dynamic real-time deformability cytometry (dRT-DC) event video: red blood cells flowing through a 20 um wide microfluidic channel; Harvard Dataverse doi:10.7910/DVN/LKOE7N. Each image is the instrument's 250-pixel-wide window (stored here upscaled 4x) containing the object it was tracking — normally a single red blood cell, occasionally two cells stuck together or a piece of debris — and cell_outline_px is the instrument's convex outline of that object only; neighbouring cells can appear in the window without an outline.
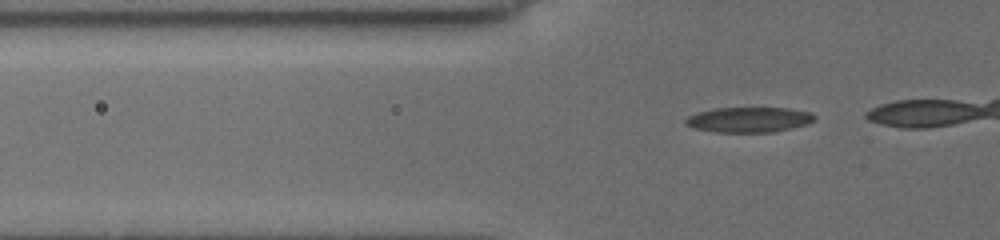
{"species": "common noctule bat (a hibernating species)", "species_latin": "Nyctalus noctula", "temperature_condition": "cold", "stored_images_in_passage": 19, "camera_frame_rate_fps": 3000, "um_per_image_px": 0.085, "animal": {"sex": "female", "body_mass_g": 19.5, "forearm_length_mm": 54.1}, "frame": {"image": 1, "passage_image": 12, "time_ms": 3.667, "image_size_px": [1000, 240], "cell_outline_px": [[816, 120], [808, 124], [792, 128], [772, 132], [716, 132], [692, 128], [684, 124], [684, 120], [688, 116], [696, 112], [716, 108], [788, 108], [812, 112], [816, 116]], "centroid_in_image_um": [63.66, 10.17], "position_along_channel_um": 62.1, "area_um2": 19.19}}
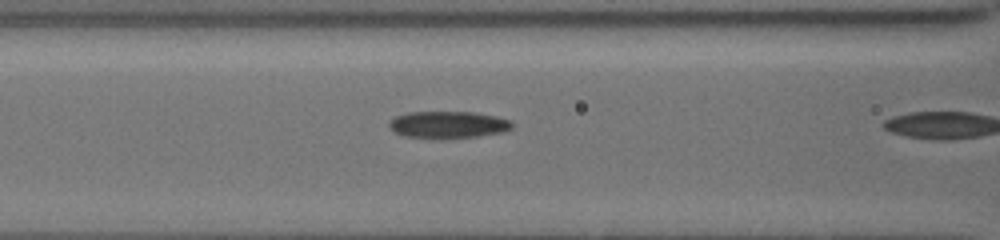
{"frame": {"image": 2, "passage_image": 18, "time_ms": 5.667, "image_size_px": [1000, 240], "cell_outline_px": [[512, 128], [500, 132], [476, 136], [404, 136], [396, 132], [388, 124], [396, 116], [408, 112], [476, 112], [496, 116], [512, 120]], "centroid_in_image_um": [38.14, 10.55], "position_along_channel_um": 128.5, "area_um2": 18.44}}